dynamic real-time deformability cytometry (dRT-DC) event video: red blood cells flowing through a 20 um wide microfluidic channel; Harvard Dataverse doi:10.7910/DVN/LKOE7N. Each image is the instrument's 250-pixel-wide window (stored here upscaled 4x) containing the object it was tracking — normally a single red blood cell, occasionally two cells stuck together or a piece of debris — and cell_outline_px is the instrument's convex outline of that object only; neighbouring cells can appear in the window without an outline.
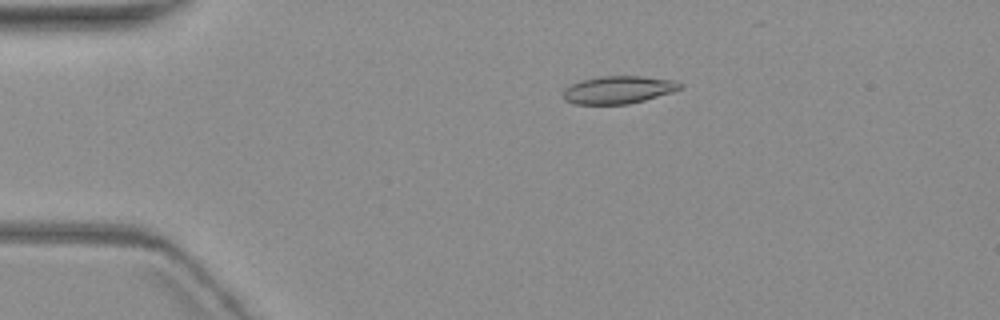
{"species": "common noctule bat (a hibernating species)", "species_latin": "Nyctalus noctula", "temperature_condition": "warm", "stored_images_in_passage": 10, "camera_frame_rate_fps": 3000, "um_per_image_px": 0.085, "animal": {"sex": "female", "body_mass_g": 19.3, "forearm_length_mm": 54.1}, "frame": {"image": 1, "passage_image": 4, "time_ms": 3.667, "image_size_px": [1000, 320], "cell_outline_px": [[684, 88], [672, 92], [644, 100], [628, 104], [576, 104], [564, 100], [564, 88], [580, 80], [600, 76], [640, 76], [676, 80], [684, 84]], "centroid_in_image_um": [52.6, 7.62], "position_along_channel_um": 32.4, "area_um2": 18.96}}
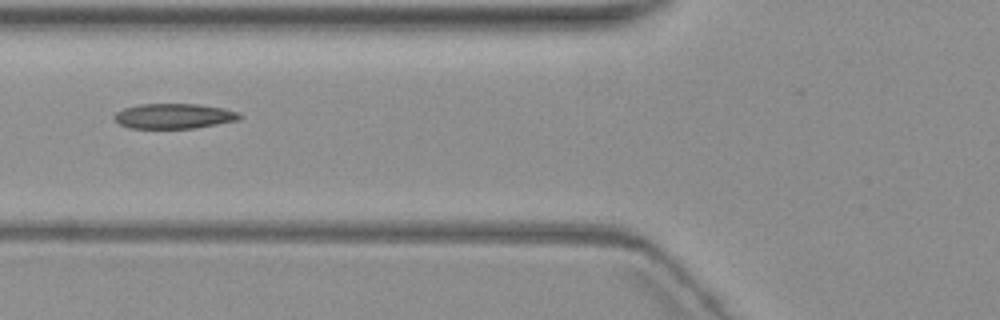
{"frame": {"image": 2, "passage_image": 7, "time_ms": 7.333, "image_size_px": [1000, 320], "cell_outline_px": [[244, 116], [240, 120], [196, 128], [128, 128], [120, 124], [116, 120], [116, 112], [124, 108], [140, 104], [200, 104], [224, 108], [240, 112]], "centroid_in_image_um": [14.87, 9.86], "position_along_channel_um": 110.9, "area_um2": 18.44}}
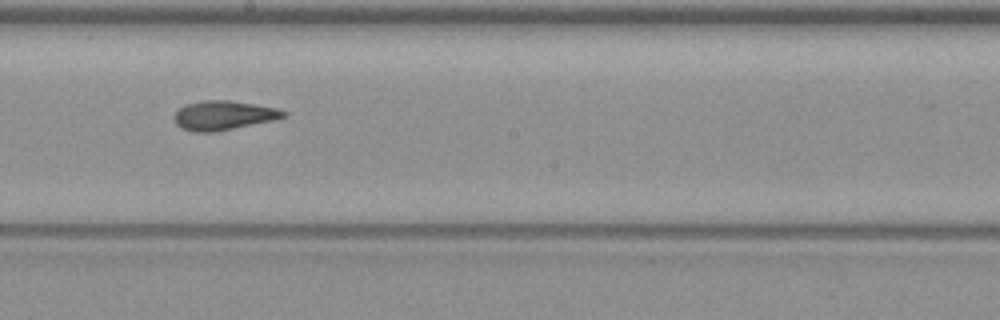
{"frame": {"image": 3, "passage_image": 10, "time_ms": 10.667, "image_size_px": [1000, 320], "cell_outline_px": [[288, 116], [272, 120], [212, 132], [192, 132], [180, 128], [176, 124], [172, 116], [180, 108], [188, 104], [204, 100], [228, 100], [280, 108], [288, 112]], "centroid_in_image_um": [19.0, 9.8], "position_along_channel_um": 229.2, "area_um2": 18.55}}